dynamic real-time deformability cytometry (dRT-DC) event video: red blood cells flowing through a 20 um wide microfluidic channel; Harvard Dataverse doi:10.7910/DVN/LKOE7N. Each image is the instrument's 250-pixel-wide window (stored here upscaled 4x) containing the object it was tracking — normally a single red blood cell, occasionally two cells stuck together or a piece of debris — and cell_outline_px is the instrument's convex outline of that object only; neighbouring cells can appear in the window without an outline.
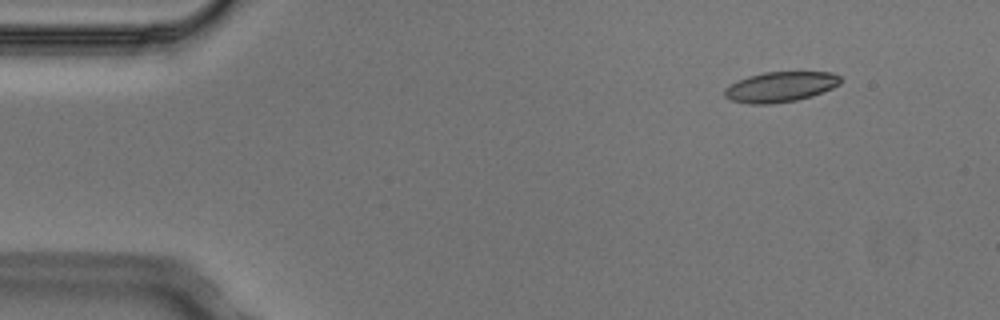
{"species": "Egyptian fruit bat (a non-hibernating species)", "species_latin": "Rousettus aegyptiacus", "temperature_condition": "cold", "stored_images_in_passage": 6, "camera_frame_rate_fps": 3000, "um_per_image_px": 0.085, "animal": {"sex": "male"}, "frame": {"image": 1, "passage_image": 2, "time_ms": 0.333, "image_size_px": [1000, 320], "cell_outline_px": [[840, 84], [832, 88], [812, 96], [796, 100], [768, 104], [748, 104], [732, 100], [724, 96], [724, 88], [736, 80], [748, 76], [764, 72], [832, 72], [840, 76]], "centroid_in_image_um": [66.3, 7.38], "position_along_channel_um": 18.7, "area_um2": 20.46}}
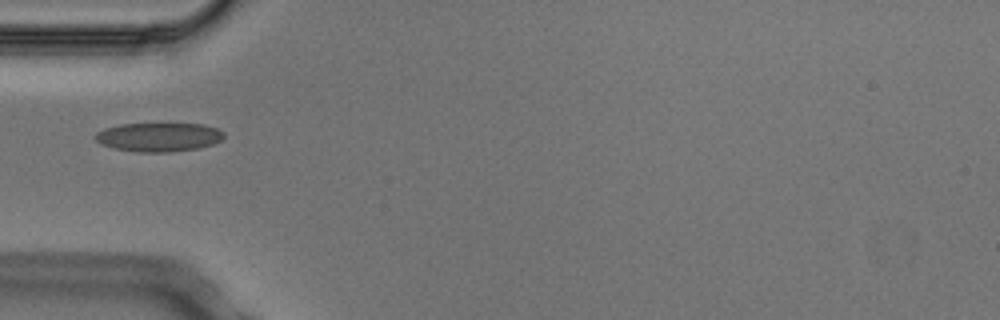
{"frame": {"image": 2, "passage_image": 5, "time_ms": 1.333, "image_size_px": [1000, 320], "cell_outline_px": [[224, 136], [220, 140], [212, 144], [196, 148], [168, 152], [136, 152], [112, 148], [100, 144], [92, 136], [96, 132], [104, 128], [120, 124], [204, 124], [216, 128], [224, 132]], "centroid_in_image_um": [13.43, 11.65], "position_along_channel_um": 71.6, "area_um2": 21.68}}
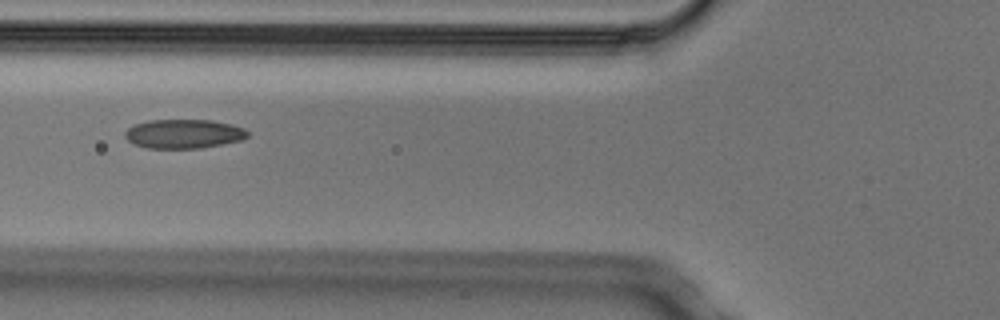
{"frame": {"image": 3, "passage_image": 6, "time_ms": 1.667, "image_size_px": [1000, 320], "cell_outline_px": [[248, 136], [244, 140], [224, 144], [200, 148], [148, 148], [132, 144], [124, 136], [124, 132], [132, 124], [148, 120], [212, 120], [232, 124], [244, 128], [248, 132]], "centroid_in_image_um": [15.61, 11.37], "position_along_channel_um": 110.2, "area_um2": 21.1}}